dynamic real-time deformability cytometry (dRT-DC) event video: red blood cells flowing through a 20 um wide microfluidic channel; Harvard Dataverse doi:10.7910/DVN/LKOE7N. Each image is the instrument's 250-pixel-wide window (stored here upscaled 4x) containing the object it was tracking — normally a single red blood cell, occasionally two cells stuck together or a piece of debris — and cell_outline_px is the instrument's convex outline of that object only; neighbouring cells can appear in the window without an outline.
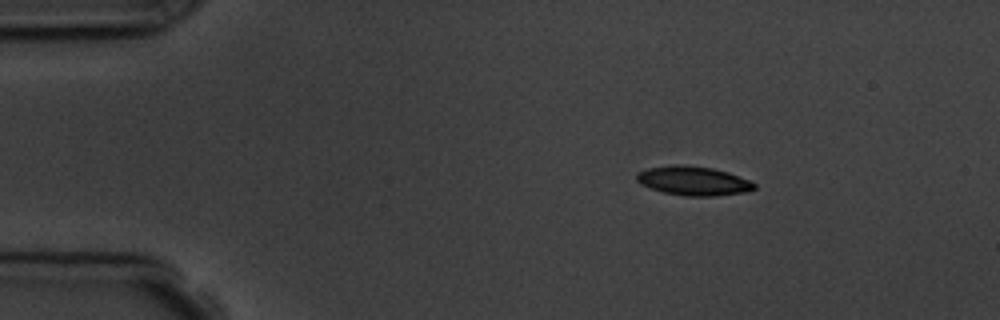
{"species": "common noctule bat (a hibernating species)", "species_latin": "Nyctalus noctula", "temperature_condition": "room temperature", "stored_images_in_passage": 4, "camera_frame_rate_fps": 3000, "um_per_image_px": 0.085, "animal": {"sex": "male", "body_mass_g": 19.5, "forearm_length_mm": 54.6}, "frame": {"image": 1, "passage_image": 2, "time_ms": 1.0, "image_size_px": [1000, 320], "cell_outline_px": [[756, 188], [744, 192], [716, 196], [688, 196], [664, 192], [648, 188], [640, 184], [636, 180], [636, 172], [648, 168], [672, 164], [680, 164], [712, 168], [728, 172], [748, 180], [756, 184]], "centroid_in_image_um": [58.89, 15.36], "position_along_channel_um": 26.1, "area_um2": 20.0}}